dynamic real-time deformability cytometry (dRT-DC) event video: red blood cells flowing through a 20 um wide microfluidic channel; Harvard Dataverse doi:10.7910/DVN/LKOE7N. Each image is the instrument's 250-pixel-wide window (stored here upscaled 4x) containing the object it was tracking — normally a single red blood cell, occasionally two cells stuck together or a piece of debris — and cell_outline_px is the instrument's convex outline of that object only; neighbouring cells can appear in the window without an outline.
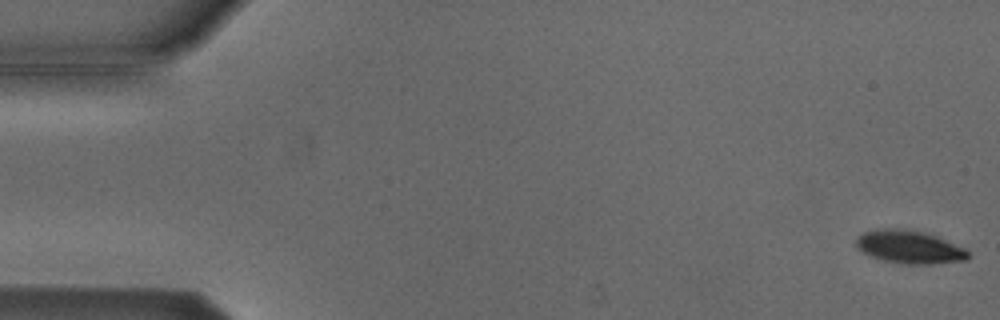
{"species": "Egyptian fruit bat (a non-hibernating species)", "species_latin": "Rousettus aegyptiacus", "temperature_condition": "cold", "stored_images_in_passage": 7, "camera_frame_rate_fps": 3000, "um_per_image_px": 0.085, "animal": {"sex": "male"}, "frame": {"image": 1, "passage_image": 1, "time_ms": 0.0, "image_size_px": [1000, 320], "cell_outline_px": [[968, 260], [928, 264], [904, 264], [884, 260], [872, 256], [856, 248], [856, 240], [864, 232], [884, 228], [904, 228], [924, 232], [936, 236], [964, 248], [968, 252]], "centroid_in_image_um": [77.3, 20.99], "position_along_channel_um": 7.7, "area_um2": 21.33}}
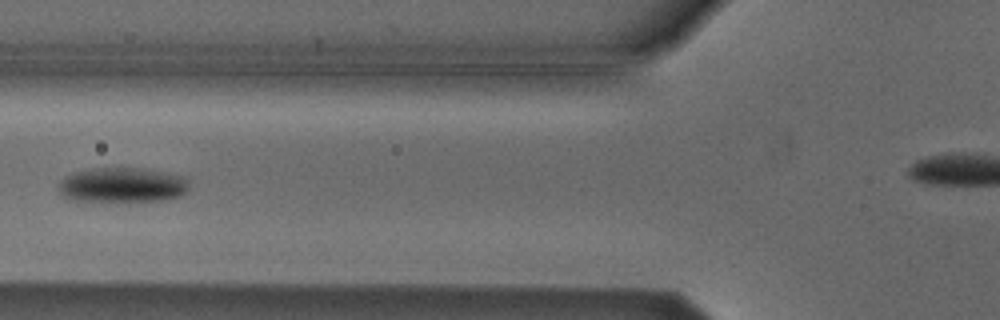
{"frame": {"image": 2, "passage_image": 6, "time_ms": 6.667, "image_size_px": [1000, 320], "cell_outline_px": [[188, 192], [180, 196], [160, 200], [72, 200], [64, 196], [56, 188], [60, 180], [76, 172], [96, 168], [144, 168], [188, 176]], "centroid_in_image_um": [10.45, 15.7], "position_along_channel_um": 115.3, "area_um2": 26.36}}
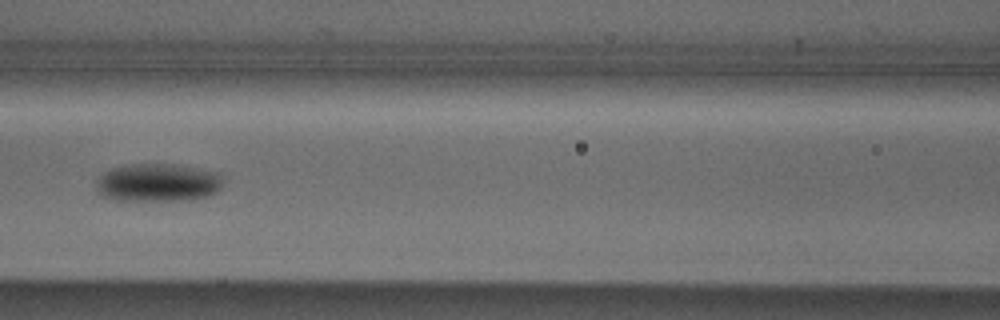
{"frame": {"image": 3, "passage_image": 7, "time_ms": 7.667, "image_size_px": [1000, 320], "cell_outline_px": [[224, 184], [216, 192], [208, 196], [192, 200], [116, 200], [100, 196], [96, 192], [96, 180], [104, 172], [112, 168], [128, 164], [172, 164], [216, 172], [224, 180]], "centroid_in_image_um": [13.39, 15.53], "position_along_channel_um": 153.2, "area_um2": 28.38}}